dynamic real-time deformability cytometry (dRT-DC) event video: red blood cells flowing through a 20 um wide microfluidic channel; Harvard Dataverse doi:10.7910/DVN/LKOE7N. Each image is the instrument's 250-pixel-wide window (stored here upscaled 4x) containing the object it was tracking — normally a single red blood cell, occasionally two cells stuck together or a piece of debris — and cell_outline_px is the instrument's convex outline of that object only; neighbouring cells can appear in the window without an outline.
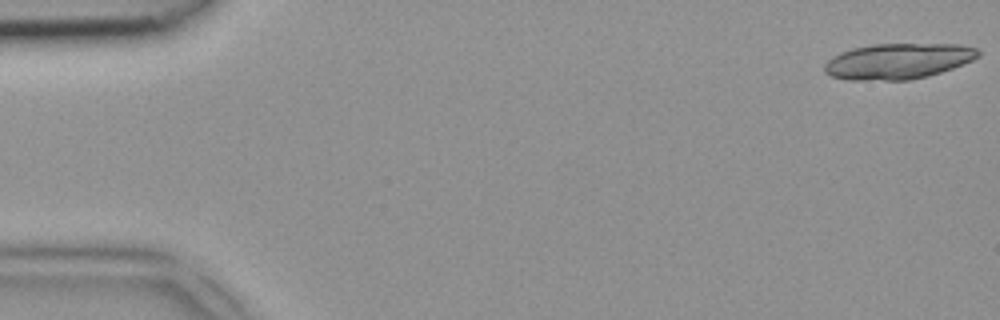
{"species": "common noctule bat (a hibernating species)", "species_latin": "Nyctalus noctula", "temperature_condition": "room temperature", "stored_images_in_passage": 16, "camera_frame_rate_fps": 3000, "um_per_image_px": 0.085, "animal": {"sex": "female", "body_mass_g": 18.4}, "frame": {"image": 1, "passage_image": 1, "time_ms": 0.0, "image_size_px": [1000, 320], "cell_outline_px": [[980, 56], [972, 60], [952, 68], [928, 76], [908, 80], [852, 80], [832, 76], [824, 72], [824, 64], [832, 56], [840, 52], [852, 48], [872, 44], [960, 44], [976, 48], [980, 52]], "centroid_in_image_um": [76.32, 5.19], "position_along_channel_um": 8.7, "area_um2": 31.96}}